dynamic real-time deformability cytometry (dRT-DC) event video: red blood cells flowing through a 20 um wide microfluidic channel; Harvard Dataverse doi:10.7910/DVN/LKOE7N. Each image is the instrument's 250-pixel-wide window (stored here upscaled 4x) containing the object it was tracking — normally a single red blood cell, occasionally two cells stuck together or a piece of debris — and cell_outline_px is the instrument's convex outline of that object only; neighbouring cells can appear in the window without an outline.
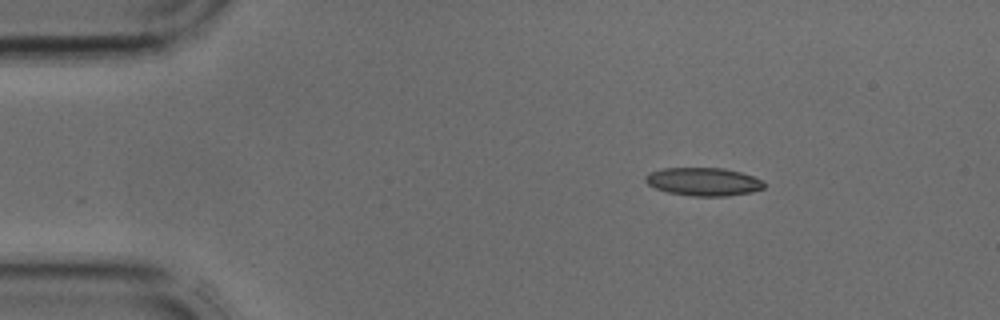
{"species": "common noctule bat (a hibernating species)", "species_latin": "Nyctalus noctula", "temperature_condition": "cold", "stored_images_in_passage": 3, "camera_frame_rate_fps": 3000, "um_per_image_px": 0.085, "animal": {"sex": "male", "body_mass_g": 17.9, "forearm_length_mm": 54.2}, "frame": {"image": 1, "passage_image": 1, "time_ms": 0.0, "image_size_px": [1000, 320], "cell_outline_px": [[764, 188], [752, 192], [724, 196], [692, 196], [668, 192], [656, 188], [648, 184], [644, 180], [644, 176], [648, 172], [664, 168], [724, 168], [740, 172], [752, 176], [760, 180], [764, 184]], "centroid_in_image_um": [59.75, 15.44], "position_along_channel_um": 25.2, "area_um2": 19.36}}
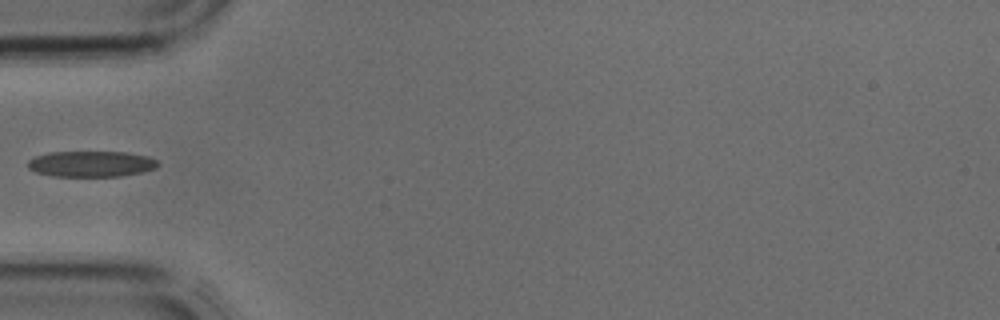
{"frame": {"image": 2, "passage_image": 3, "time_ms": 0.667, "image_size_px": [1000, 320], "cell_outline_px": [[160, 164], [156, 168], [140, 172], [120, 176], [52, 176], [36, 172], [28, 168], [28, 160], [36, 156], [48, 152], [124, 152], [148, 156], [156, 160]], "centroid_in_image_um": [7.74, 13.93], "position_along_channel_um": 77.3, "area_um2": 19.54}}